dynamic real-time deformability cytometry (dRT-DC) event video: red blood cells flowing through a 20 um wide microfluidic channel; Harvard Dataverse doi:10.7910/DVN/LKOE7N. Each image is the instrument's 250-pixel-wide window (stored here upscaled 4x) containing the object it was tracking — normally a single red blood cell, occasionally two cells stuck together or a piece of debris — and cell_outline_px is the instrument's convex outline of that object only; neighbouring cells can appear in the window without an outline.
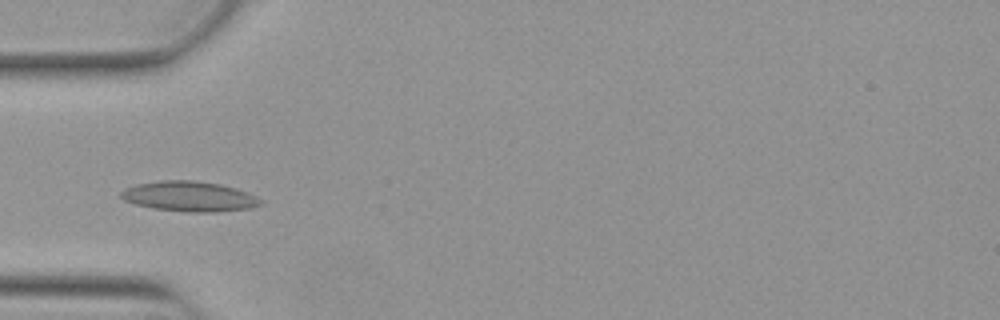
{"species": "Egyptian fruit bat (a non-hibernating species)", "species_latin": "Rousettus aegyptiacus", "temperature_condition": "warm", "stored_images_in_passage": 8, "camera_frame_rate_fps": 3000, "um_per_image_px": 0.085, "animal": {"sex": "female"}, "frame": {"image": 1, "passage_image": 2, "time_ms": 0.333, "image_size_px": [1000, 320], "cell_outline_px": [[264, 204], [252, 208], [216, 212], [188, 212], [152, 208], [136, 204], [124, 200], [120, 196], [120, 192], [124, 188], [136, 184], [160, 180], [196, 180], [220, 184], [236, 188], [248, 192], [264, 200]], "centroid_in_image_um": [16.13, 16.69], "position_along_channel_um": 68.9, "area_um2": 24.85}}
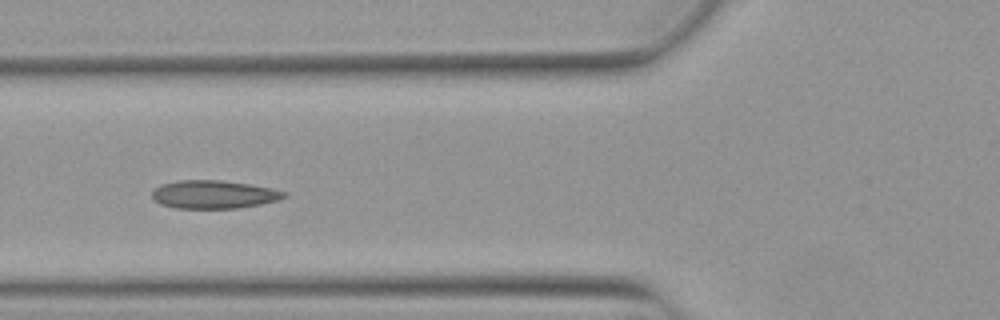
{"frame": {"image": 2, "passage_image": 5, "time_ms": 1.333, "image_size_px": [1000, 320], "cell_outline_px": [[288, 196], [280, 200], [240, 208], [176, 208], [160, 204], [152, 200], [152, 192], [160, 184], [176, 180], [220, 180], [252, 184], [272, 188], [288, 192]], "centroid_in_image_um": [18.2, 16.52], "position_along_channel_um": 107.6, "area_um2": 22.02}}